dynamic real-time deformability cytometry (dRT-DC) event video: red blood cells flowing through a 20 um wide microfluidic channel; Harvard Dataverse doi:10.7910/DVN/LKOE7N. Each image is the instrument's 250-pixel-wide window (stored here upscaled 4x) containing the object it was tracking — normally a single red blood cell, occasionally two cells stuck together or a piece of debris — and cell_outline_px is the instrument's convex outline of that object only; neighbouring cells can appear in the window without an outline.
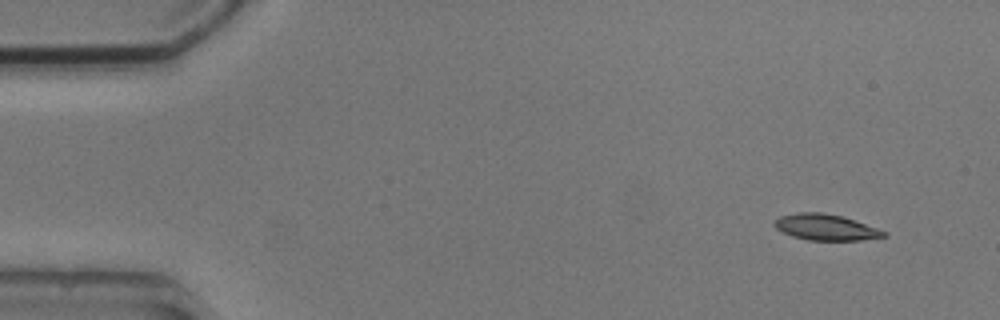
{"species": "common noctule bat (a hibernating species)", "species_latin": "Nyctalus noctula", "temperature_condition": "cold", "stored_images_in_passage": 2, "camera_frame_rate_fps": 3000, "um_per_image_px": 0.085, "animal": {"sex": "male", "body_mass_g": 20.5, "forearm_length_mm": 52.5}, "frame": {"image": 1, "passage_image": 1, "time_ms": 0.0, "image_size_px": [1000, 320], "cell_outline_px": [[888, 236], [860, 240], [808, 240], [792, 236], [776, 228], [772, 224], [780, 216], [800, 212], [820, 212], [840, 216], [888, 232]], "centroid_in_image_um": [70.17, 19.32], "position_along_channel_um": 14.8, "area_um2": 16.3}}